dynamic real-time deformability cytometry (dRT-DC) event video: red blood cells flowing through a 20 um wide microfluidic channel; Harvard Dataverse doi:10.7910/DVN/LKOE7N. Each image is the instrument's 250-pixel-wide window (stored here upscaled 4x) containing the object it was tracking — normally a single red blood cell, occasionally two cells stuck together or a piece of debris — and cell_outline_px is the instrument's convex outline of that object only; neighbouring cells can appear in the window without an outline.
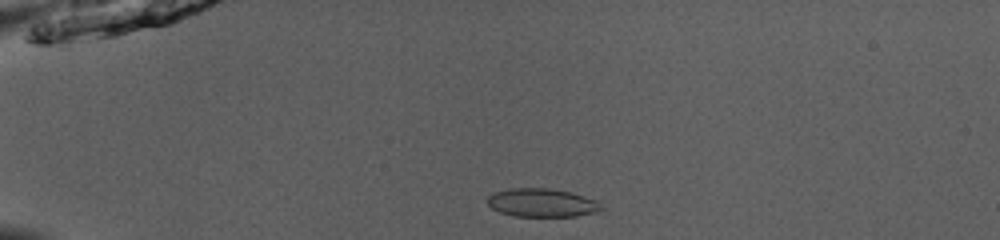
{"species": "common noctule bat (a hibernating species)", "species_latin": "Nyctalus noctula", "temperature_condition": "room temperature", "stored_images_in_passage": 40, "camera_frame_rate_fps": 3000, "um_per_image_px": 0.085, "animal": {"sex": "male", "body_mass_g": 13.0, "forearm_length_mm": 53.1}, "frame": {"image": 1, "passage_image": 1, "time_ms": 0.0, "image_size_px": [1000, 240], "cell_outline_px": [[604, 208], [600, 212], [576, 216], [516, 216], [500, 212], [492, 208], [488, 204], [488, 196], [496, 192], [512, 188], [548, 188], [572, 192], [596, 200]], "centroid_in_image_um": [46.12, 17.23], "position_along_channel_um": 38.9, "area_um2": 18.84}}
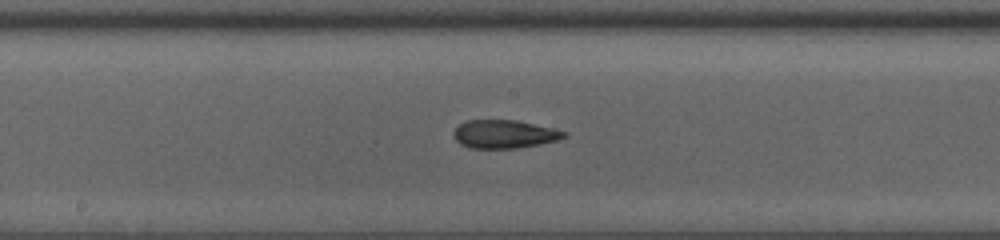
{"frame": {"image": 2, "passage_image": 17, "time_ms": 5.333, "image_size_px": [1000, 240], "cell_outline_px": [[568, 136], [556, 140], [540, 144], [516, 148], [468, 148], [460, 144], [456, 140], [456, 128], [460, 124], [468, 120], [516, 120], [556, 128], [568, 132]], "centroid_in_image_um": [42.93, 11.4], "position_along_channel_um": 205.3, "area_um2": 18.15}}
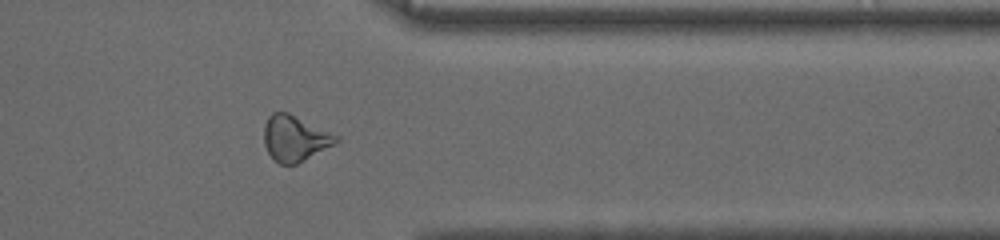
{"frame": {"image": 3, "passage_image": 31, "time_ms": 10.0, "image_size_px": [1000, 240], "cell_outline_px": [[340, 140], [296, 164], [280, 164], [268, 152], [264, 144], [264, 124], [268, 116], [272, 112], [288, 112], [340, 136]], "centroid_in_image_um": [25.04, 11.73], "position_along_channel_um": 386.4, "area_um2": 18.96}, "authors_computed_cell_mechanics": {"area_um2": 18.9873, "velocity_mm_per_s": 3.9544, "shape_relaxation_time_tau1_ms": null, "shape_relaxation_time_tau2_ms": 3.0884, "deformation_change_tau1": null, "deformation_change_tau2": 0.063}}